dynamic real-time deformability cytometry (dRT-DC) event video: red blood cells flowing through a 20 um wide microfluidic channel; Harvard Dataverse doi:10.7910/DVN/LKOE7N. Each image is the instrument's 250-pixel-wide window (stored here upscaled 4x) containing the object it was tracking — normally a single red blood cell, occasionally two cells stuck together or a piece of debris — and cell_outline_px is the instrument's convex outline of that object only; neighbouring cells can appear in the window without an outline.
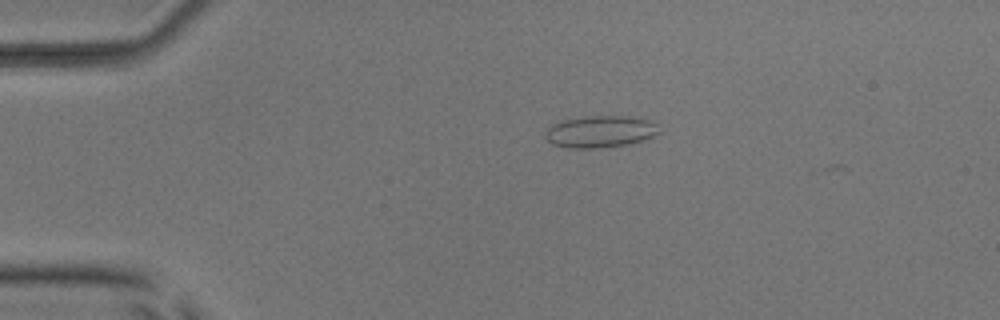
{"species": "common noctule bat (a hibernating species)", "species_latin": "Nyctalus noctula", "temperature_condition": "room temperature", "stored_images_in_passage": 8, "camera_frame_rate_fps": 3000, "um_per_image_px": 0.085, "animal": {"sex": "male", "body_mass_g": 17.9, "forearm_length_mm": 54.2}, "frame": {"image": 1, "passage_image": 4, "time_ms": 3.333, "image_size_px": [1000, 320], "cell_outline_px": [[660, 132], [644, 140], [628, 144], [600, 148], [568, 148], [552, 144], [544, 136], [544, 132], [552, 124], [560, 120], [584, 116], [628, 116], [652, 120], [656, 124]], "centroid_in_image_um": [51.0, 11.18], "position_along_channel_um": 34.0, "area_um2": 21.39}}
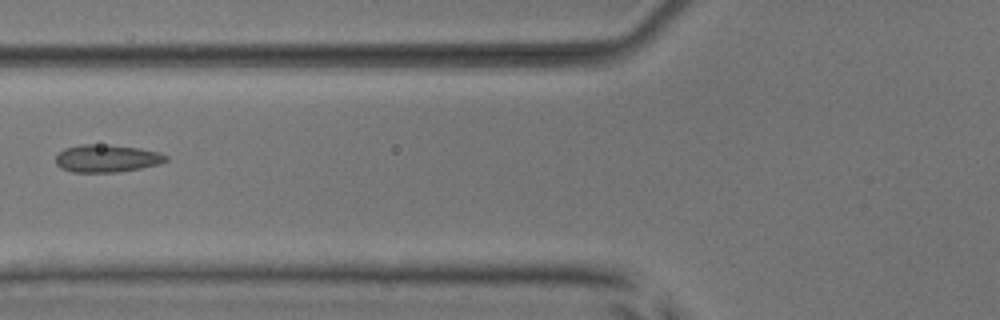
{"frame": {"image": 2, "passage_image": 7, "time_ms": 6.667, "image_size_px": [1000, 320], "cell_outline_px": [[168, 160], [160, 164], [140, 168], [116, 172], [72, 172], [60, 168], [56, 164], [56, 156], [64, 148], [80, 144], [100, 144], [140, 148], [160, 152], [168, 156]], "centroid_in_image_um": [9.08, 13.46], "position_along_channel_um": 116.7, "area_um2": 17.8}}
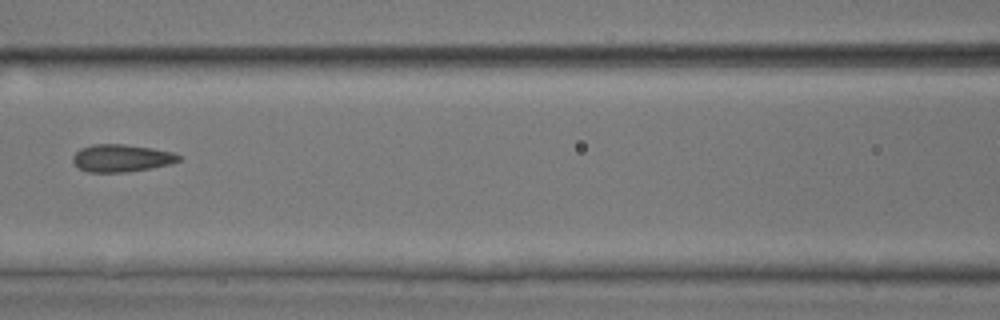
{"frame": {"image": 3, "passage_image": 8, "time_ms": 7.667, "image_size_px": [1000, 320], "cell_outline_px": [[184, 156], [180, 160], [168, 164], [152, 168], [124, 172], [88, 172], [80, 168], [72, 160], [72, 156], [80, 148], [92, 144], [124, 144], [152, 148], [172, 152]], "centroid_in_image_um": [10.33, 13.43], "position_along_channel_um": 156.3, "area_um2": 16.94}}